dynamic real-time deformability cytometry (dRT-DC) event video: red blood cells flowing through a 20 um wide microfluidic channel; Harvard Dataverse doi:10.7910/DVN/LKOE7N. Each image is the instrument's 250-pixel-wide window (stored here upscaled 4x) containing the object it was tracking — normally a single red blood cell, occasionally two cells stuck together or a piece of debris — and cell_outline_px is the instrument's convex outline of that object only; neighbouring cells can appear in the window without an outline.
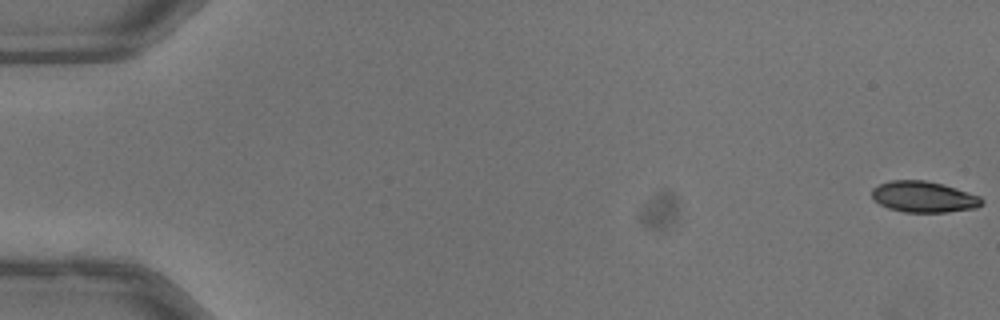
{"species": "common noctule bat (a hibernating species)", "species_latin": "Nyctalus noctula", "temperature_condition": "warm", "stored_images_in_passage": 20, "camera_frame_rate_fps": 3000, "um_per_image_px": 0.085, "animal": {"sex": "male", "body_mass_g": 13.3}, "frame": {"image": 1, "passage_image": 1, "time_ms": 0.0, "image_size_px": [1000, 320], "cell_outline_px": [[984, 204], [976, 208], [948, 212], [904, 212], [888, 208], [880, 204], [872, 196], [872, 188], [888, 180], [924, 180], [944, 184], [980, 196], [984, 200]], "centroid_in_image_um": [78.54, 16.73], "position_along_channel_um": 6.5, "area_um2": 20.0}}
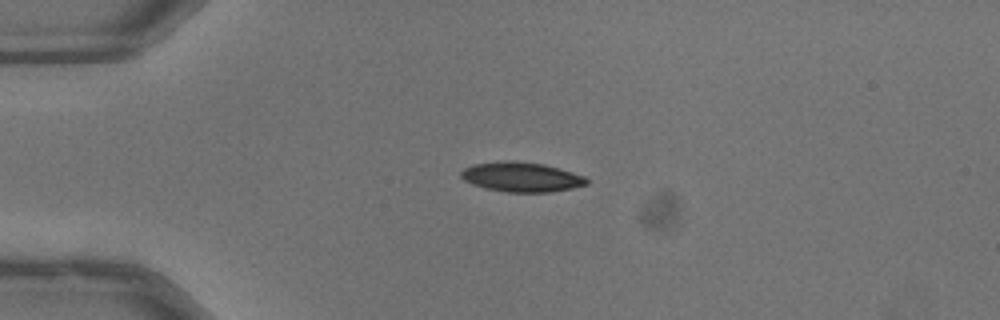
{"frame": {"image": 2, "passage_image": 14, "time_ms": 4.333, "image_size_px": [1000, 320], "cell_outline_px": [[588, 184], [572, 188], [548, 192], [504, 192], [484, 188], [472, 184], [464, 180], [460, 176], [460, 172], [464, 168], [472, 164], [504, 160], [516, 160], [544, 164], [560, 168], [584, 176], [588, 180]], "centroid_in_image_um": [44.29, 15.03], "position_along_channel_um": 40.7, "area_um2": 21.96}}
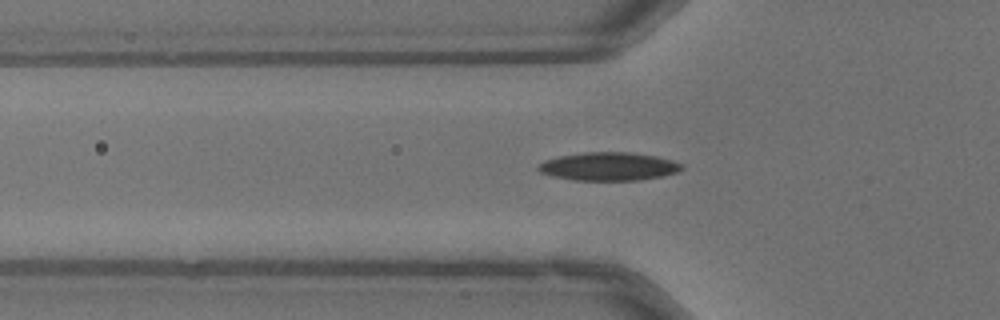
{"frame": {"image": 3, "passage_image": 19, "time_ms": 6.0, "image_size_px": [1000, 320], "cell_outline_px": [[684, 168], [676, 172], [664, 176], [640, 180], [576, 180], [552, 176], [540, 172], [536, 168], [544, 160], [560, 156], [584, 152], [628, 152], [656, 156], [672, 160], [684, 164]], "centroid_in_image_um": [51.76, 14.15], "position_along_channel_um": 74.0, "area_um2": 23.64}}